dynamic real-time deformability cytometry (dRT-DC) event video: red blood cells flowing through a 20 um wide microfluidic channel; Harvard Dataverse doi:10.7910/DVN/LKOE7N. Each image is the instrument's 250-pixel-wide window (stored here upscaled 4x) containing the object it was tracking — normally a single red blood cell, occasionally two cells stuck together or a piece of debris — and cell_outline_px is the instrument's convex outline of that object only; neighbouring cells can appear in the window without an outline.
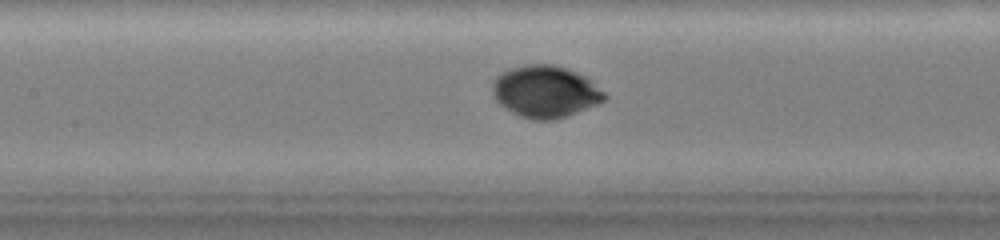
{"species": "common noctule bat (a hibernating species)", "species_latin": "Nyctalus noctula", "temperature_condition": "warm", "stored_images_in_passage": 69, "camera_frame_rate_fps": 3000, "um_per_image_px": 0.085, "animal": {"sex": "female", "body_mass_g": 19.0, "forearm_length_mm": 51.5}, "frame": {"image": 1, "passage_image": 36, "time_ms": 11.667, "image_size_px": [1000, 240], "cell_outline_px": [[608, 96], [604, 100], [596, 104], [568, 116], [556, 120], [532, 120], [520, 116], [512, 112], [500, 104], [492, 96], [492, 80], [500, 72], [508, 68], [524, 64], [556, 64], [568, 68], [592, 80]], "centroid_in_image_um": [46.32, 7.77], "position_along_channel_um": 161.1, "area_um2": 34.39}}
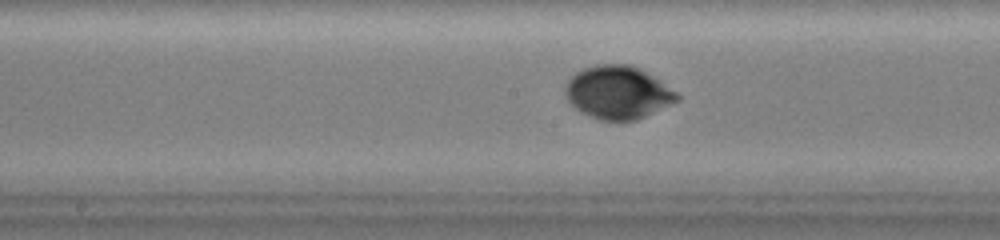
{"frame": {"image": 2, "passage_image": 40, "time_ms": 13.0, "image_size_px": [1000, 240], "cell_outline_px": [[680, 100], [636, 120], [600, 120], [580, 112], [564, 96], [564, 88], [568, 80], [576, 72], [584, 68], [596, 64], [628, 64], [640, 68], [660, 80], [676, 92], [680, 96]], "centroid_in_image_um": [52.51, 7.85], "position_along_channel_um": 195.7, "area_um2": 34.51}}
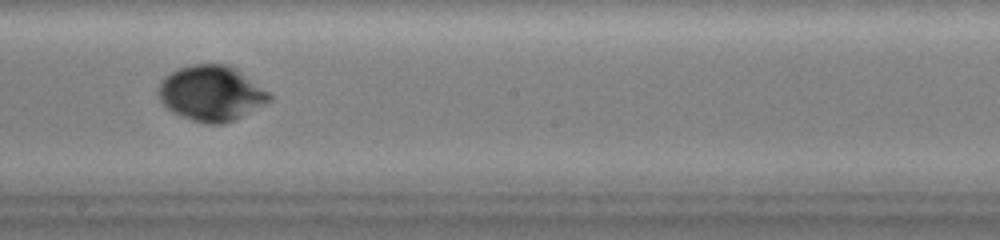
{"frame": {"image": 3, "passage_image": 44, "time_ms": 14.333, "image_size_px": [1000, 240], "cell_outline_px": [[276, 96], [272, 100], [232, 120], [220, 124], [208, 124], [192, 120], [172, 112], [160, 100], [156, 92], [156, 88], [160, 80], [164, 76], [180, 68], [192, 64], [228, 64], [236, 68]], "centroid_in_image_um": [17.95, 7.91], "position_along_channel_um": 230.2, "area_um2": 35.89}}